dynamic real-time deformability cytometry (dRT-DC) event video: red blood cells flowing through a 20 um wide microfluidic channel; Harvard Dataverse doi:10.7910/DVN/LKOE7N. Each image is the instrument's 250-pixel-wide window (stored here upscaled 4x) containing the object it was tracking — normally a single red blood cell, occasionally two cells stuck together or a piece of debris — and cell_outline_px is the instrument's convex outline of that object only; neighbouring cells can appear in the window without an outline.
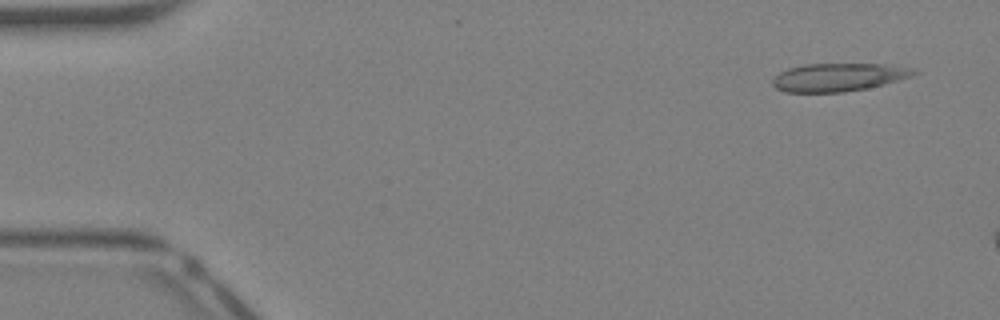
{"species": "Egyptian fruit bat (a non-hibernating species)", "species_latin": "Rousettus aegyptiacus", "temperature_condition": "warm", "stored_images_in_passage": 8, "camera_frame_rate_fps": 3000, "um_per_image_px": 0.085, "animal": {"sex": "female"}, "frame": {"image": 1, "passage_image": 3, "time_ms": 0.667, "image_size_px": [1000, 320], "cell_outline_px": [[920, 72], [912, 76], [884, 84], [844, 92], [784, 92], [776, 88], [772, 84], [772, 80], [780, 72], [788, 68], [804, 64], [884, 64], [908, 68]], "centroid_in_image_um": [71.23, 6.56], "position_along_channel_um": 13.8, "area_um2": 22.89}}